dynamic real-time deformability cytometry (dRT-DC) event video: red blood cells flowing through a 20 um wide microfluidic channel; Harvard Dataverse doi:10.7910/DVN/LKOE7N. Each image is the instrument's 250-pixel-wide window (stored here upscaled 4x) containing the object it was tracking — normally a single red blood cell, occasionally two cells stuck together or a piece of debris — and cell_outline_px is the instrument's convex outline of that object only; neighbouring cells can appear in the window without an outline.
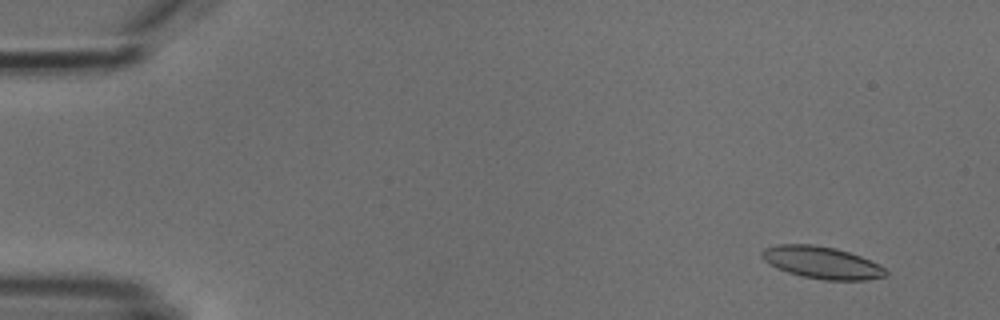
{"species": "common noctule bat (a hibernating species)", "species_latin": "Nyctalus noctula", "temperature_condition": "cold", "stored_images_in_passage": 7, "camera_frame_rate_fps": 3000, "um_per_image_px": 0.085, "animal": {"sex": "male", "body_mass_g": 18.8}, "frame": {"image": 1, "passage_image": 2, "time_ms": 1.0, "image_size_px": [1000, 320], "cell_outline_px": [[888, 276], [868, 280], [824, 280], [800, 276], [776, 268], [768, 264], [760, 256], [760, 252], [764, 248], [776, 244], [812, 244], [836, 248], [860, 256], [884, 268], [888, 272]], "centroid_in_image_um": [69.81, 22.32], "position_along_channel_um": 15.2, "area_um2": 23.35}}
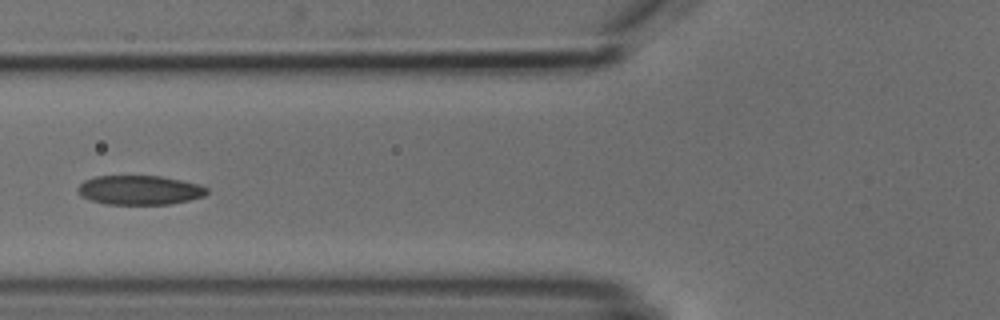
{"frame": {"image": 2, "passage_image": 6, "time_ms": 6.667, "image_size_px": [1000, 320], "cell_outline_px": [[208, 192], [204, 196], [188, 200], [168, 204], [108, 204], [92, 200], [80, 196], [76, 192], [76, 188], [84, 180], [96, 176], [160, 176], [200, 184], [208, 188]], "centroid_in_image_um": [11.84, 16.15], "position_along_channel_um": 114.0, "area_um2": 22.02}}
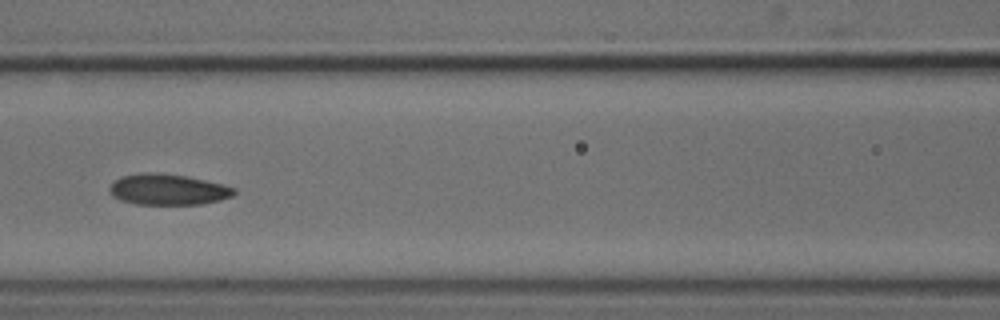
{"frame": {"image": 3, "passage_image": 7, "time_ms": 7.667, "image_size_px": [1000, 320], "cell_outline_px": [[236, 192], [232, 196], [220, 200], [200, 204], [136, 204], [112, 196], [108, 188], [120, 176], [140, 172], [156, 172], [188, 176], [224, 184], [236, 188]], "centroid_in_image_um": [14.29, 16.09], "position_along_channel_um": 152.3, "area_um2": 22.54}}